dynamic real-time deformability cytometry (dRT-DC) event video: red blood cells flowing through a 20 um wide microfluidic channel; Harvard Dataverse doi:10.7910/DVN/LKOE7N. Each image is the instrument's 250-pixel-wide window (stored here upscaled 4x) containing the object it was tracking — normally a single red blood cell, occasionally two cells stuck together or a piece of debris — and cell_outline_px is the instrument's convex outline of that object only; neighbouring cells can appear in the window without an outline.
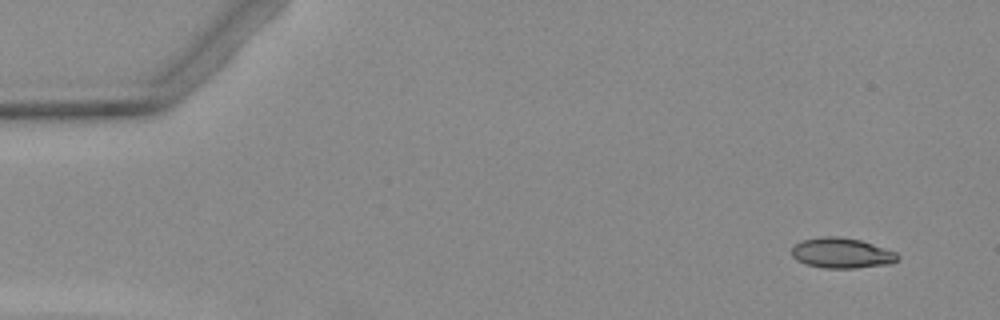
{"species": "Egyptian fruit bat (a non-hibernating species)", "species_latin": "Rousettus aegyptiacus", "temperature_condition": "warm", "stored_images_in_passage": 5, "camera_frame_rate_fps": 3000, "um_per_image_px": 0.085, "animal": {"sex": "female"}, "frame": {"image": 1, "passage_image": 1, "time_ms": 0.0, "image_size_px": [1000, 320], "cell_outline_px": [[900, 260], [892, 264], [856, 268], [824, 268], [804, 264], [796, 260], [792, 256], [792, 248], [796, 244], [804, 240], [820, 236], [836, 236], [860, 240], [896, 252], [900, 256]], "centroid_in_image_um": [71.57, 21.52], "position_along_channel_um": 13.4, "area_um2": 18.84}}
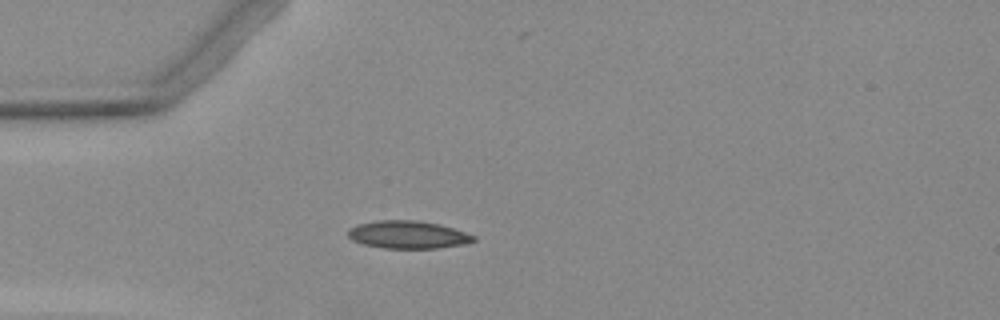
{"frame": {"image": 2, "passage_image": 4, "time_ms": 3.667, "image_size_px": [1000, 320], "cell_outline_px": [[476, 240], [464, 244], [436, 248], [384, 248], [364, 244], [352, 240], [348, 236], [348, 228], [356, 224], [376, 220], [416, 220], [440, 224], [476, 236]], "centroid_in_image_um": [34.64, 19.94], "position_along_channel_um": 50.4, "area_um2": 20.29}}